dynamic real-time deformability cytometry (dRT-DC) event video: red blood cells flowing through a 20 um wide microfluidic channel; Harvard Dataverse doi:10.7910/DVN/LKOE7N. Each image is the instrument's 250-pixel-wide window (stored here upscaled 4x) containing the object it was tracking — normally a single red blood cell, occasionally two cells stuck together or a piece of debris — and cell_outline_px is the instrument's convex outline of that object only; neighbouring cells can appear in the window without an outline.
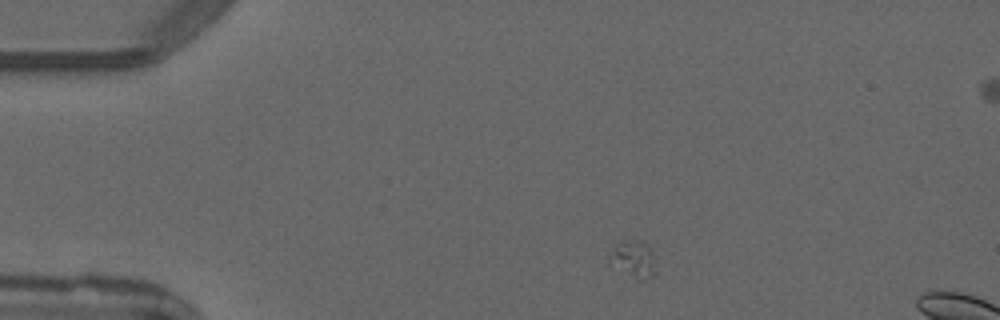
{"species": "common noctule bat (a hibernating species)", "species_latin": "Nyctalus noctula", "temperature_condition": "warm", "stored_images_in_passage": 3, "camera_frame_rate_fps": 3000, "um_per_image_px": 0.085, "animal": {"sex": "male", "forearm_length_mm": 52.5}, "frame": {"image": 1, "passage_image": 1, "time_ms": 0.0, "image_size_px": [1000, 320], "cell_outline_px": [[656, 272], [652, 276], [644, 280], [640, 280], [608, 264], [608, 256], [616, 244], [620, 240], [640, 240], [648, 244], [652, 256]], "centroid_in_image_um": [53.8, 22.0], "position_along_channel_um": 31.2, "area_um2": 10.0}}